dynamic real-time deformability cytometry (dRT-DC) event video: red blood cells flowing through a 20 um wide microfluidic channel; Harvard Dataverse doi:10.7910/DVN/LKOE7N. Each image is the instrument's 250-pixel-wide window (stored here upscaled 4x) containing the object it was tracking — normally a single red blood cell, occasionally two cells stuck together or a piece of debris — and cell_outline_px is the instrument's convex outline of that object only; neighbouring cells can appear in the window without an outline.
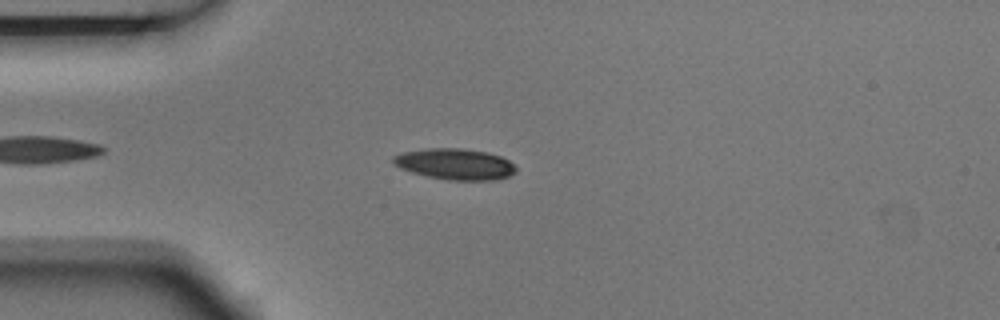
{"species": "Egyptian fruit bat (a non-hibernating species)", "species_latin": "Rousettus aegyptiacus", "temperature_condition": "room temperature", "stored_images_in_passage": 5, "camera_frame_rate_fps": 3000, "um_per_image_px": 0.085, "animal": {"sex": "male"}, "frame": {"image": 1, "passage_image": 3, "time_ms": 0.667, "image_size_px": [1000, 320], "cell_outline_px": [[516, 172], [508, 176], [492, 180], [452, 180], [428, 176], [412, 172], [400, 168], [392, 164], [392, 156], [404, 152], [428, 148], [464, 148], [488, 152], [500, 156], [508, 160], [516, 168]], "centroid_in_image_um": [38.66, 13.93], "position_along_channel_um": 46.3, "area_um2": 22.14}}
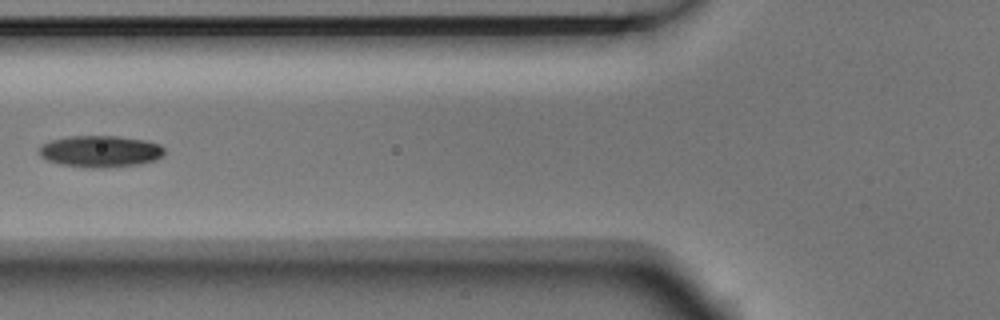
{"frame": {"image": 2, "passage_image": 5, "time_ms": 1.333, "image_size_px": [1000, 320], "cell_outline_px": [[164, 156], [156, 160], [140, 164], [112, 168], [84, 168], [60, 164], [48, 160], [40, 156], [40, 144], [52, 140], [68, 136], [116, 136], [148, 140], [160, 144], [164, 148]], "centroid_in_image_um": [8.57, 12.87], "position_along_channel_um": 117.2, "area_um2": 23.52}}